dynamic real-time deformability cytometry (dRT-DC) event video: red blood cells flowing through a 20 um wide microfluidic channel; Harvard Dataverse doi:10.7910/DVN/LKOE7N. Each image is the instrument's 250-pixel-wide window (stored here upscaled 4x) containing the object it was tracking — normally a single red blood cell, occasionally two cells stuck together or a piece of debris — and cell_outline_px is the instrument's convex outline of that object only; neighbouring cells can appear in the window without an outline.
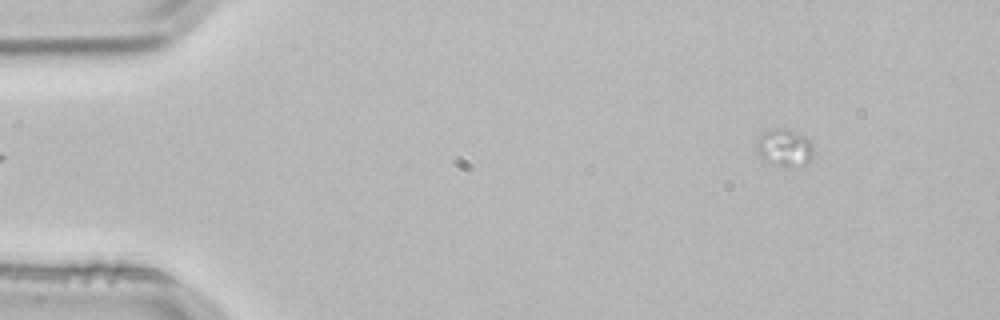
{"species": "common noctule bat (a hibernating species)", "species_latin": "Nyctalus noctula", "temperature_condition": "room temperature", "stored_images_in_passage": 2, "segment_of_instrument_passage": [2, 2], "camera_frame_rate_fps": 3000, "um_per_image_px": 0.085, "animal": {"sex": "male", "body_mass_g": 21.5, "forearm_length_mm": 52.0}, "frame": {"image": 1, "passage_image": 2, "time_ms": 0.333, "image_size_px": [1000, 320], "cell_outline_px": [[812, 156], [808, 160], [792, 168], [784, 168], [760, 160], [756, 152], [756, 144], [760, 136], [764, 132], [772, 128], [784, 128], [796, 132], [804, 136], [812, 144]], "centroid_in_image_um": [66.61, 12.58], "position_along_channel_um": 18.4, "area_um2": 12.54}}